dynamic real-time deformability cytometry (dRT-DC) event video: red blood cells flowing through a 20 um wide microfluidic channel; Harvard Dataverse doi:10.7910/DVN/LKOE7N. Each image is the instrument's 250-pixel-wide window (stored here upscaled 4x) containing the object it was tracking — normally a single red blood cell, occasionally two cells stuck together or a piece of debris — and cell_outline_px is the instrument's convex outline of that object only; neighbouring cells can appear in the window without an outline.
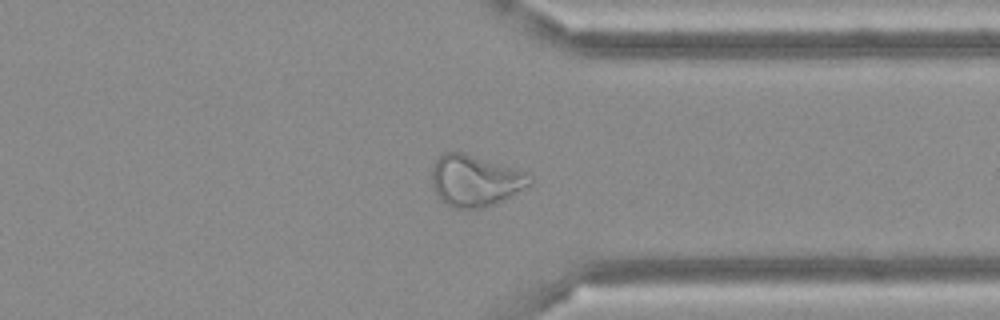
{"species": "Egyptian fruit bat (a non-hibernating species)", "species_latin": "Rousettus aegyptiacus", "temperature_condition": "cold", "stored_images_in_passage": 49, "camera_frame_rate_fps": 3000, "um_per_image_px": 0.085, "frame": {"image": 1, "passage_image": 38, "time_ms": 12.333, "image_size_px": [1000, 320], "cell_outline_px": [[532, 184], [512, 196], [484, 208], [452, 208], [440, 200], [436, 196], [432, 184], [432, 164], [444, 152], [464, 152], [528, 172], [532, 176]], "centroid_in_image_um": [40.39, 15.35], "position_along_channel_um": 371.0, "area_um2": 29.71}}
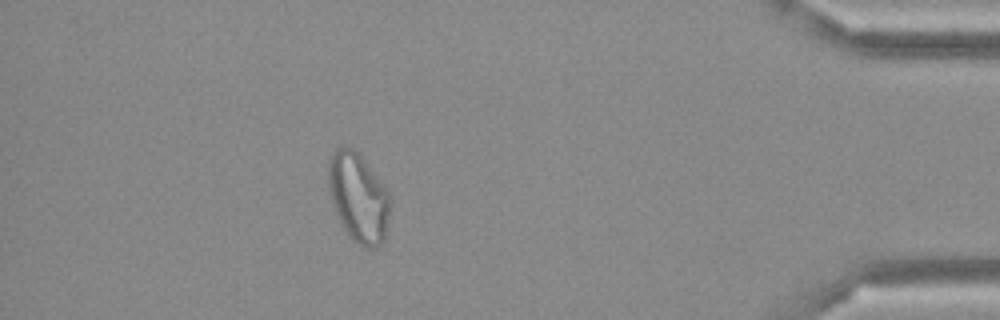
{"frame": {"image": 2, "passage_image": 44, "time_ms": 14.333, "image_size_px": [1000, 320], "cell_outline_px": [[392, 204], [384, 240], [376, 248], [368, 248], [352, 240], [344, 228], [336, 212], [328, 188], [328, 160], [332, 152], [336, 148], [348, 144], [360, 156], [388, 192], [392, 200]], "centroid_in_image_um": [30.46, 16.79], "position_along_channel_um": 404.7, "area_um2": 31.91}}